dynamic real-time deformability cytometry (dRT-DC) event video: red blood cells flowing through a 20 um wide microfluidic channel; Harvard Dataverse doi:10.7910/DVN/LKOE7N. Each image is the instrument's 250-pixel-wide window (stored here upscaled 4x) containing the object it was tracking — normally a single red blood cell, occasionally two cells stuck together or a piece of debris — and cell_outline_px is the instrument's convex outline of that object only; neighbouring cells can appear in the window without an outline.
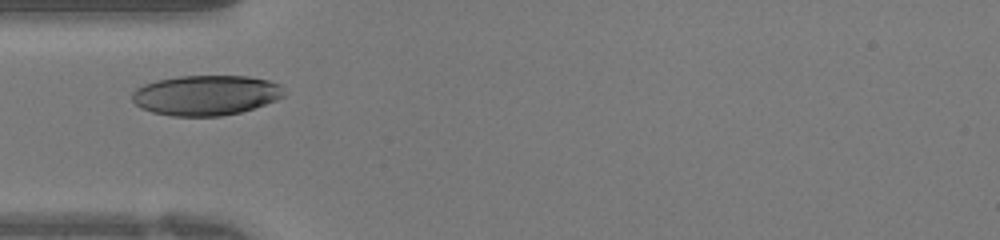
{"species": "human", "species_latin": "Homo sapiens", "temperature_condition": "warm", "stored_images_in_passage": 26, "camera_frame_rate_fps": 3000, "um_per_image_px": 0.085, "donor": {"sex": "female"}, "frame": {"image": 1, "passage_image": 1, "time_ms": 0.0, "image_size_px": [1000, 240], "cell_outline_px": [[284, 96], [276, 100], [240, 112], [220, 116], [172, 116], [152, 112], [140, 108], [132, 100], [132, 92], [136, 88], [144, 84], [156, 80], [180, 76], [248, 76], [268, 80], [280, 84], [284, 92]], "centroid_in_image_um": [17.48, 8.09], "position_along_channel_um": 67.5, "area_um2": 35.49}}
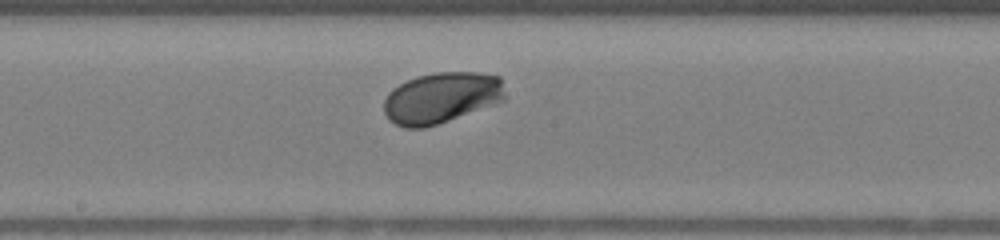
{"frame": {"image": 2, "passage_image": 10, "time_ms": 3.0, "image_size_px": [1000, 240], "cell_outline_px": [[504, 100], [448, 120], [424, 128], [404, 128], [396, 124], [384, 112], [384, 100], [388, 92], [392, 88], [416, 76], [436, 72], [476, 72], [500, 76], [504, 92]], "centroid_in_image_um": [37.49, 8.29], "position_along_channel_um": 210.7, "area_um2": 35.66}}
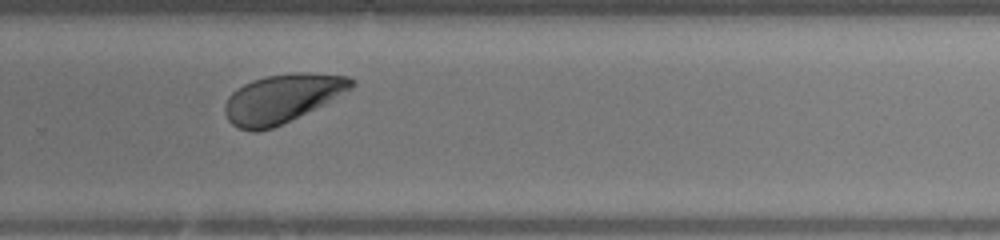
{"frame": {"image": 3, "passage_image": 16, "time_ms": 5.0, "image_size_px": [1000, 240], "cell_outline_px": [[356, 84], [352, 88], [324, 104], [272, 128], [256, 132], [252, 132], [240, 128], [232, 124], [228, 120], [224, 112], [224, 104], [228, 96], [236, 88], [252, 80], [264, 76], [296, 72], [308, 72], [348, 76], [356, 80]], "centroid_in_image_um": [23.96, 8.35], "position_along_channel_um": 305.8, "area_um2": 35.84}}